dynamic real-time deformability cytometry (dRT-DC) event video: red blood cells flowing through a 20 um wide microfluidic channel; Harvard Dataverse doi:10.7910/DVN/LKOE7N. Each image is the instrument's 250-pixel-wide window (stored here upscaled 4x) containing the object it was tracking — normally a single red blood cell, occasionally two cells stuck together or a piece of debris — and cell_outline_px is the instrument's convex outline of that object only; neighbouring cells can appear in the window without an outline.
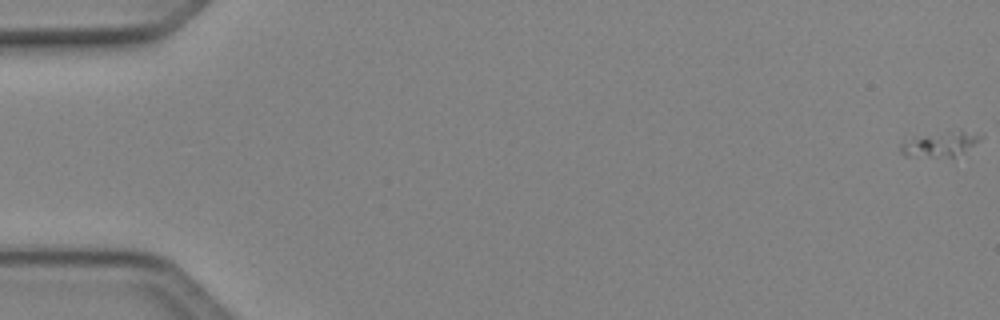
{"species": "Egyptian fruit bat (a non-hibernating species)", "species_latin": "Rousettus aegyptiacus", "temperature_condition": "cold", "stored_images_in_passage": 16, "segment_of_instrument_passage": [1, 2], "camera_frame_rate_fps": 3000, "um_per_image_px": 0.085, "animal": {"sex": "female"}, "frame": {"image": 1, "passage_image": 1, "time_ms": 0.0, "image_size_px": [1000, 320], "cell_outline_px": [[984, 136], [976, 144], [952, 156], [904, 156], [900, 152], [900, 144], [924, 136], [960, 128]], "centroid_in_image_um": [79.98, 12.22], "position_along_channel_um": 5.0, "area_um2": 11.16}}
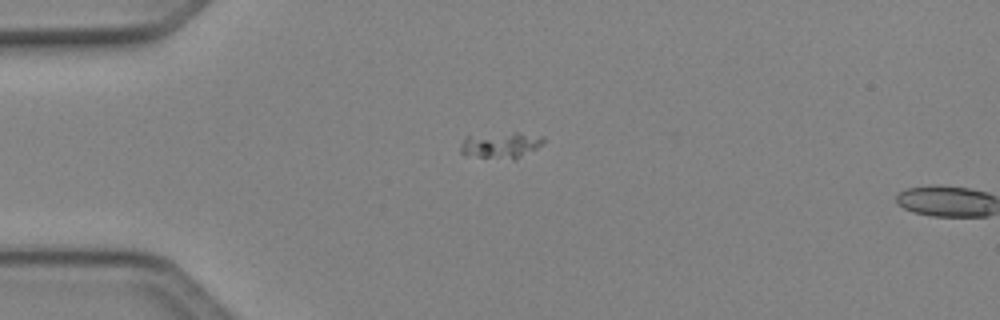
{"frame": {"image": 2, "passage_image": 14, "time_ms": 4.333, "image_size_px": [1000, 320], "cell_outline_px": [[544, 144], [516, 160], [512, 160], [480, 156], [460, 152], [460, 144], [468, 136], [516, 132], [544, 136]], "centroid_in_image_um": [42.66, 12.34], "position_along_channel_um": 42.3, "area_um2": 12.48}}